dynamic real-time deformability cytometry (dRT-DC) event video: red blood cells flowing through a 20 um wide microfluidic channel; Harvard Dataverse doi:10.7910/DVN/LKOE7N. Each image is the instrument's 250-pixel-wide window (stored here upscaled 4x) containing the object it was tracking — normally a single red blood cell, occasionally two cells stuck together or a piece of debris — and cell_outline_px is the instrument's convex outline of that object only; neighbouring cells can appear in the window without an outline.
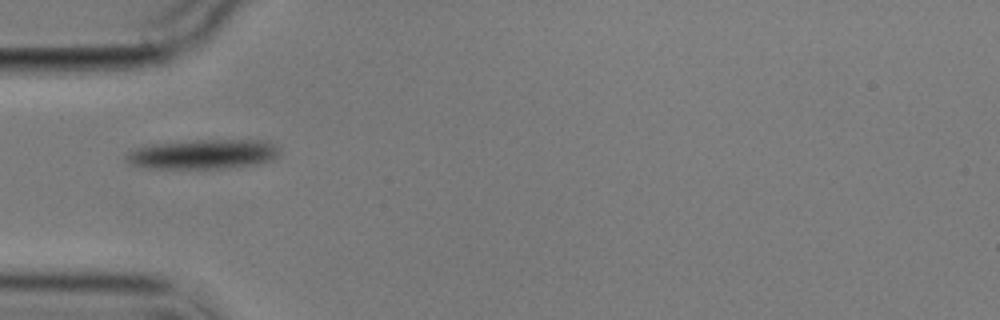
{"species": "common noctule bat (a hibernating species)", "species_latin": "Nyctalus noctula", "temperature_condition": "cold", "stored_images_in_passage": 3, "camera_frame_rate_fps": 3000, "um_per_image_px": 0.085, "animal": {"sex": "male", "body_mass_g": 17.9}, "frame": {"image": 1, "passage_image": 2, "time_ms": 1.333, "image_size_px": [1000, 320], "cell_outline_px": [[280, 156], [272, 160], [260, 164], [236, 168], [152, 168], [132, 164], [124, 156], [128, 152], [136, 148], [152, 144], [196, 140], [264, 140], [280, 148]], "centroid_in_image_um": [17.36, 13.11], "position_along_channel_um": 67.6, "area_um2": 26.59}}
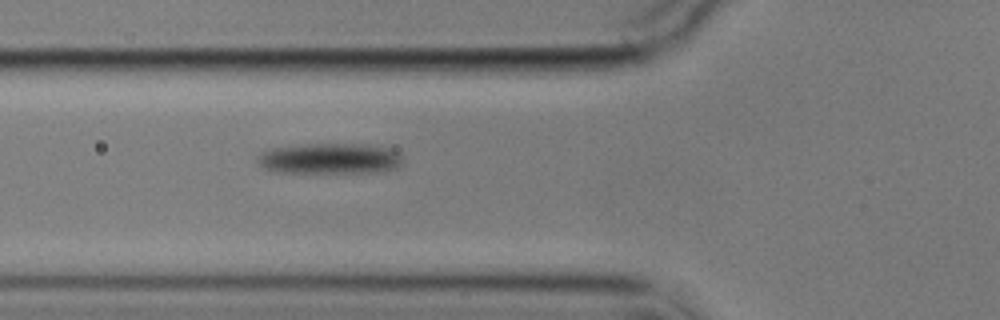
{"frame": {"image": 2, "passage_image": 3, "time_ms": 2.333, "image_size_px": [1000, 320], "cell_outline_px": [[400, 168], [380, 172], [272, 172], [264, 168], [256, 160], [256, 156], [260, 152], [272, 148], [308, 144], [368, 144], [392, 148], [400, 152]], "centroid_in_image_um": [28.05, 13.47], "position_along_channel_um": 97.7, "area_um2": 26.24}}